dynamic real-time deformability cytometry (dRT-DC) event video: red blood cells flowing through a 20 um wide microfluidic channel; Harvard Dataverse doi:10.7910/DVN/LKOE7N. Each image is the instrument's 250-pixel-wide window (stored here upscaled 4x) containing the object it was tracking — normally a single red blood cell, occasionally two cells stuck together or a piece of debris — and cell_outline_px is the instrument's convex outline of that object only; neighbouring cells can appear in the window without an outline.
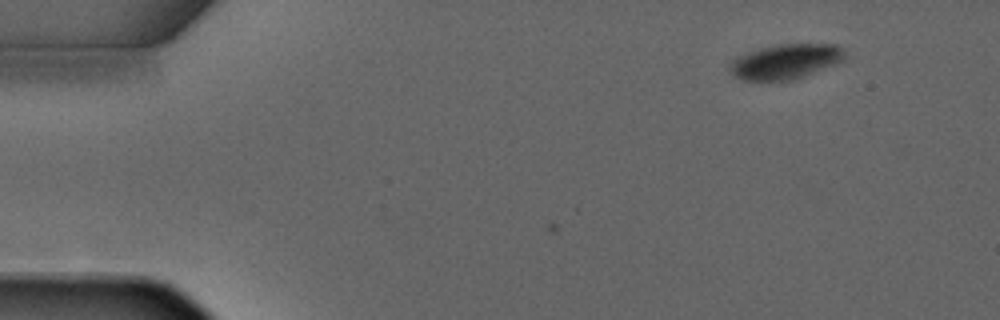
{"species": "common noctule bat (a hibernating species)", "species_latin": "Nyctalus noctula", "temperature_condition": "warm", "stored_images_in_passage": 3, "camera_frame_rate_fps": 3000, "um_per_image_px": 0.085, "animal": {"sex": "male", "forearm_length_mm": 52.5}, "frame": {"image": 1, "passage_image": 1, "time_ms": 0.0, "image_size_px": [1000, 320], "cell_outline_px": [[844, 60], [804, 76], [792, 80], [740, 80], [728, 68], [728, 64], [736, 56], [760, 48], [776, 44], [836, 44], [844, 52]], "centroid_in_image_um": [66.72, 5.22], "position_along_channel_um": 18.3, "area_um2": 23.24}}